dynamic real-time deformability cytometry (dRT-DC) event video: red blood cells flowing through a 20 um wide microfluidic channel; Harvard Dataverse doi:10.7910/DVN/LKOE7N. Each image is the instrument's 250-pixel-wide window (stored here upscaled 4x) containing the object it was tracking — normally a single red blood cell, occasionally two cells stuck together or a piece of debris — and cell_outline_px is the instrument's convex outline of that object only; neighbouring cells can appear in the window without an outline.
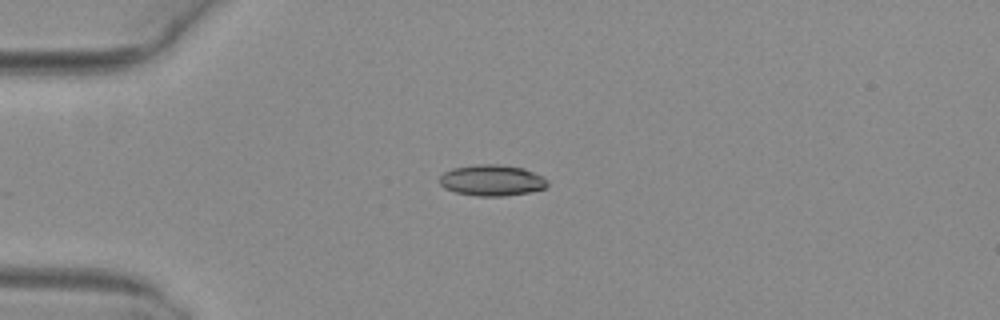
{"species": "common noctule bat (a hibernating species)", "species_latin": "Nyctalus noctula", "temperature_condition": "warm", "stored_images_in_passage": 11, "camera_frame_rate_fps": 3000, "um_per_image_px": 0.085, "animal": {"sex": "female", "body_mass_g": 29.2, "forearm_length_mm": 56.3}, "frame": {"image": 1, "passage_image": 1, "time_ms": 0.0, "image_size_px": [1000, 320], "cell_outline_px": [[548, 184], [544, 188], [528, 192], [504, 196], [476, 196], [456, 192], [444, 188], [440, 184], [440, 176], [444, 172], [452, 168], [480, 164], [496, 164], [524, 168], [548, 180]], "centroid_in_image_um": [41.78, 15.33], "position_along_channel_um": 43.2, "area_um2": 19.36}}
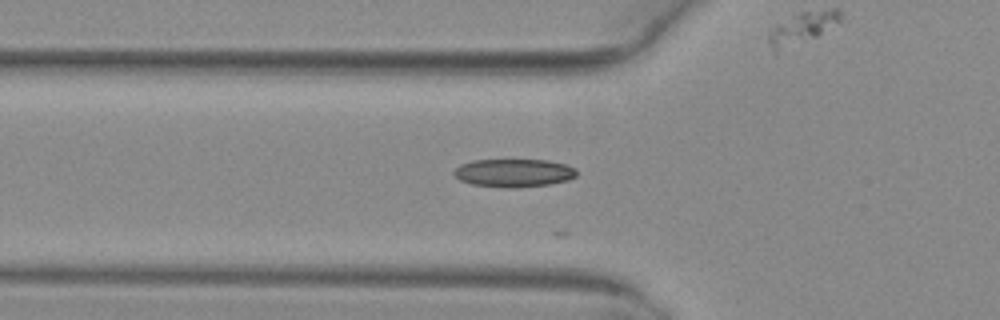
{"frame": {"image": 2, "passage_image": 6, "time_ms": 1.667, "image_size_px": [1000, 320], "cell_outline_px": [[576, 176], [568, 180], [548, 184], [516, 188], [504, 188], [472, 184], [460, 180], [452, 172], [460, 164], [472, 160], [548, 160], [564, 164], [576, 168]], "centroid_in_image_um": [43.66, 14.7], "position_along_channel_um": 82.1, "area_um2": 20.11}}
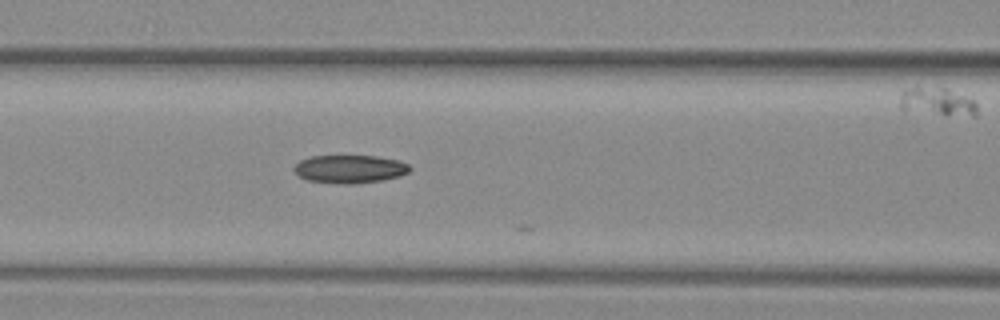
{"frame": {"image": 3, "passage_image": 10, "time_ms": 3.0, "image_size_px": [1000, 320], "cell_outline_px": [[412, 168], [408, 172], [400, 176], [380, 180], [356, 184], [340, 184], [308, 180], [300, 176], [292, 168], [300, 160], [312, 156], [376, 156], [396, 160], [408, 164]], "centroid_in_image_um": [29.73, 14.37], "position_along_channel_um": 136.9, "area_um2": 18.84}}